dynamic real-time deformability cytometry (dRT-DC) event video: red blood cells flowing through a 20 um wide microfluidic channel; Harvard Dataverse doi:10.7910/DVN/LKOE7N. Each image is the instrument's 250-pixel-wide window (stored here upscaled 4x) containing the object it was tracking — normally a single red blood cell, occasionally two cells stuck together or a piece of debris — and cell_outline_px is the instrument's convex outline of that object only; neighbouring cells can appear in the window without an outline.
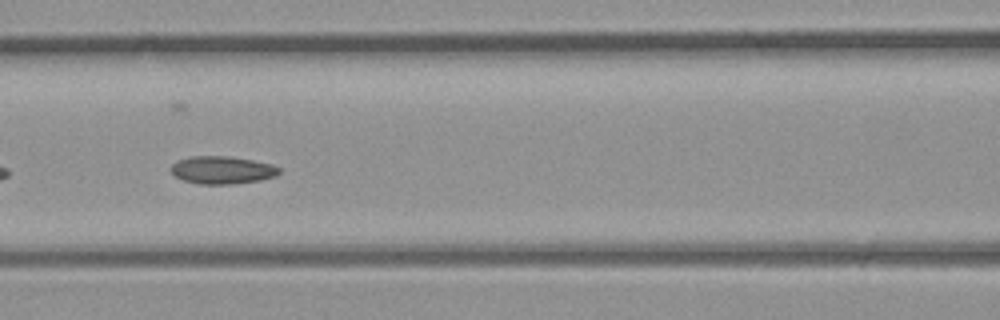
{"species": "common noctule bat (a hibernating species)", "species_latin": "Nyctalus noctula", "temperature_condition": "room temperature", "stored_images_in_passage": 39, "camera_frame_rate_fps": 3000, "um_per_image_px": 0.085, "animal": {"sex": "male", "body_mass_g": 23.1, "forearm_length_mm": 52.7}, "frame": {"image": 1, "passage_image": 17, "time_ms": 5.333, "image_size_px": [1000, 320], "cell_outline_px": [[280, 172], [276, 176], [260, 180], [232, 184], [200, 184], [184, 180], [176, 176], [168, 168], [176, 160], [192, 156], [232, 156], [272, 164], [280, 168]], "centroid_in_image_um": [18.88, 14.44], "position_along_channel_um": 147.7, "area_um2": 17.57}}